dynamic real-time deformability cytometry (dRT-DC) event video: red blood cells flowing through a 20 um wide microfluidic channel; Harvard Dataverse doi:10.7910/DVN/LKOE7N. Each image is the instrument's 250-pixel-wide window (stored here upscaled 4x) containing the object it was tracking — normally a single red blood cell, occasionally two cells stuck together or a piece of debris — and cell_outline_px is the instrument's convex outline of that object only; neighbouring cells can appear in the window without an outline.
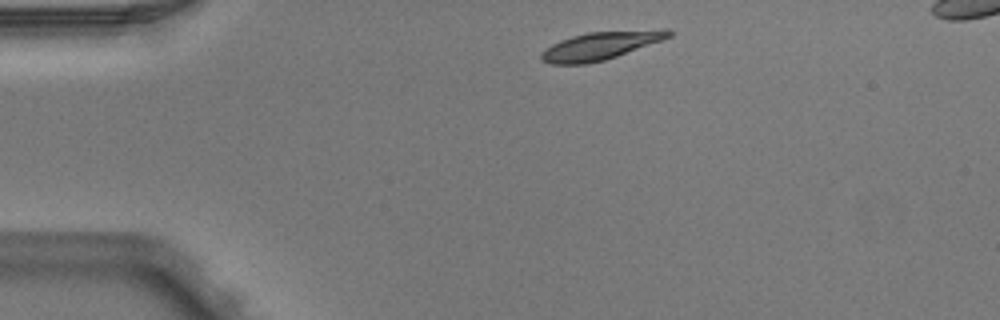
{"species": "Egyptian fruit bat (a non-hibernating species)", "species_latin": "Rousettus aegyptiacus", "temperature_condition": "warm", "stored_images_in_passage": 3, "segment_of_instrument_passage": [1, 2], "camera_frame_rate_fps": 3000, "um_per_image_px": 0.085, "animal": {"sex": "male"}, "frame": {"image": 1, "passage_image": 1, "time_ms": 0.0, "image_size_px": [1000, 320], "cell_outline_px": [[672, 36], [616, 56], [604, 60], [584, 64], [552, 64], [540, 60], [540, 52], [544, 48], [560, 40], [572, 36], [588, 32], [664, 28], [668, 28], [672, 32]], "centroid_in_image_um": [51.02, 3.87], "position_along_channel_um": 34.0, "area_um2": 20.87}}